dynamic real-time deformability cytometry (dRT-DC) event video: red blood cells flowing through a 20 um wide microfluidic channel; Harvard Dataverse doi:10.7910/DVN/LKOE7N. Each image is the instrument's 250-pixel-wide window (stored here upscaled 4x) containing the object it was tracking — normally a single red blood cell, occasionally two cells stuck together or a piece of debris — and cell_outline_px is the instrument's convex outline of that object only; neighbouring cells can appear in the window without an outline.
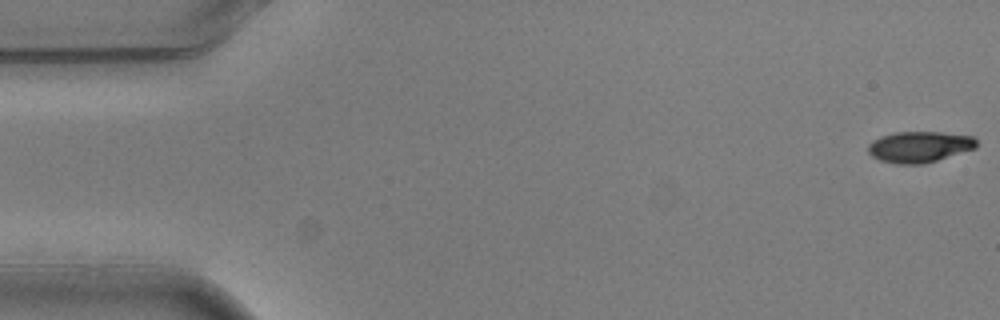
{"species": "common noctule bat (a hibernating species)", "species_latin": "Nyctalus noctula", "temperature_condition": "warm", "stored_images_in_passage": 7, "camera_frame_rate_fps": 3000, "um_per_image_px": 0.085, "animal": {"sex": "male", "body_mass_g": 20.5, "forearm_length_mm": 52.5}, "frame": {"image": 1, "passage_image": 1, "time_ms": 0.0, "image_size_px": [1000, 320], "cell_outline_px": [[976, 148], [924, 164], [896, 164], [880, 160], [872, 156], [868, 152], [868, 144], [872, 140], [880, 136], [896, 132], [940, 132], [972, 136], [976, 140]], "centroid_in_image_um": [78.12, 12.48], "position_along_channel_um": 6.9, "area_um2": 19.59}}
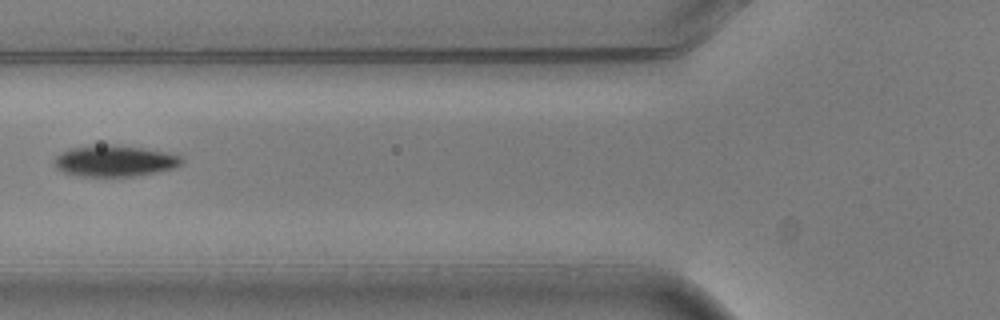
{"frame": {"image": 2, "passage_image": 6, "time_ms": 1.667, "image_size_px": [1000, 320], "cell_outline_px": [[184, 160], [180, 164], [172, 168], [132, 176], [80, 176], [64, 172], [56, 168], [52, 160], [60, 152], [68, 148], [108, 144], [112, 144], [144, 148], [164, 152], [180, 156]], "centroid_in_image_um": [9.67, 13.66], "position_along_channel_um": 116.1, "area_um2": 22.95}}
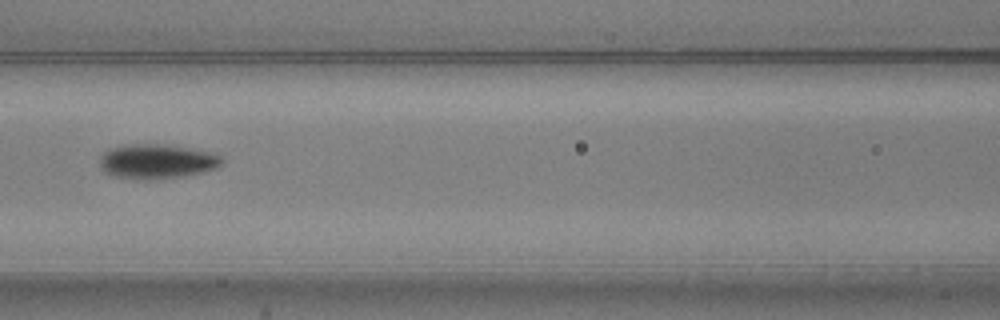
{"frame": {"image": 3, "passage_image": 7, "time_ms": 2.0, "image_size_px": [1000, 320], "cell_outline_px": [[224, 160], [216, 168], [204, 172], [184, 176], [148, 180], [144, 180], [116, 176], [104, 172], [100, 164], [100, 156], [104, 152], [112, 148], [128, 144], [160, 144], [216, 152]], "centroid_in_image_um": [13.36, 13.72], "position_along_channel_um": 153.2, "area_um2": 24.62}}